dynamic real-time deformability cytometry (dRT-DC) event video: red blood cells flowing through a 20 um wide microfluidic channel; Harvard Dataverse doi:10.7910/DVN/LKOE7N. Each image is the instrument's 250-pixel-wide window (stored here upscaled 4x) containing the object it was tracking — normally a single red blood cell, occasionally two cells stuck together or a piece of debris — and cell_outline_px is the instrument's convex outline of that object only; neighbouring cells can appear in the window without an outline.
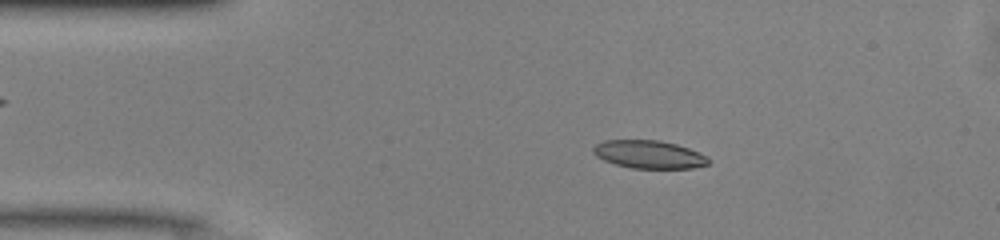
{"species": "common noctule bat (a hibernating species)", "species_latin": "Nyctalus noctula", "temperature_condition": "warm", "stored_images_in_passage": 48, "camera_frame_rate_fps": 3000, "um_per_image_px": 0.085, "animal": {"sex": "male", "body_mass_g": 13.0, "forearm_length_mm": 53.1}, "frame": {"image": 1, "passage_image": 8, "time_ms": 2.333, "image_size_px": [1000, 240], "cell_outline_px": [[708, 164], [692, 168], [632, 168], [616, 164], [604, 160], [596, 156], [592, 152], [592, 148], [596, 144], [604, 140], [660, 140], [676, 144], [688, 148], [708, 156]], "centroid_in_image_um": [55.14, 13.12], "position_along_channel_um": 29.9, "area_um2": 18.73}}
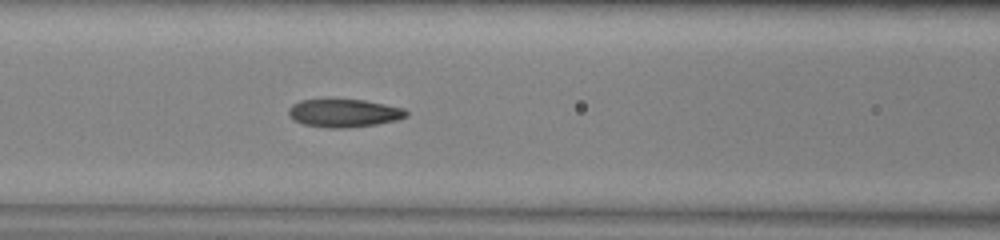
{"frame": {"image": 2, "passage_image": 19, "time_ms": 6.0, "image_size_px": [1000, 240], "cell_outline_px": [[408, 116], [396, 120], [376, 124], [348, 128], [328, 128], [304, 124], [292, 120], [288, 116], [288, 108], [292, 104], [300, 100], [332, 96], [364, 100], [404, 108], [408, 112]], "centroid_in_image_um": [29.17, 9.56], "position_along_channel_um": 137.4, "area_um2": 20.17}}
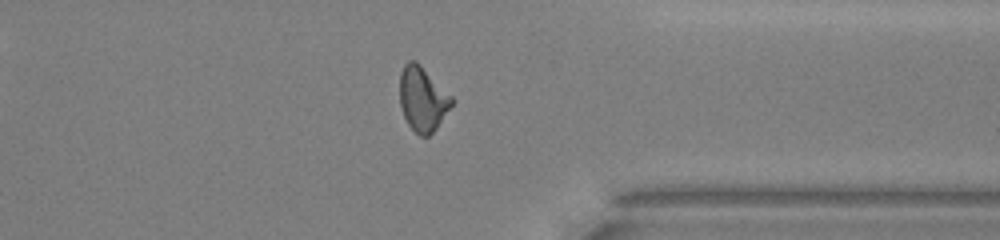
{"frame": {"image": 3, "passage_image": 37, "time_ms": 12.0, "image_size_px": [1000, 240], "cell_outline_px": [[452, 104], [436, 128], [428, 136], [420, 136], [408, 124], [404, 116], [400, 104], [400, 72], [404, 64], [408, 60], [416, 60], [452, 96]], "centroid_in_image_um": [35.9, 8.38], "position_along_channel_um": 375.5, "area_um2": 19.31}, "authors_computed_cell_mechanics": {"area_um2": 19.3052, "velocity_mm_per_s": 4.1169, "shape_relaxation_time_tau1_ms": 8.9718, "shape_relaxation_time_tau2_ms": 1.3447, "deformation_change_tau1": 0.2609, "deformation_change_tau2": 0.0763}}